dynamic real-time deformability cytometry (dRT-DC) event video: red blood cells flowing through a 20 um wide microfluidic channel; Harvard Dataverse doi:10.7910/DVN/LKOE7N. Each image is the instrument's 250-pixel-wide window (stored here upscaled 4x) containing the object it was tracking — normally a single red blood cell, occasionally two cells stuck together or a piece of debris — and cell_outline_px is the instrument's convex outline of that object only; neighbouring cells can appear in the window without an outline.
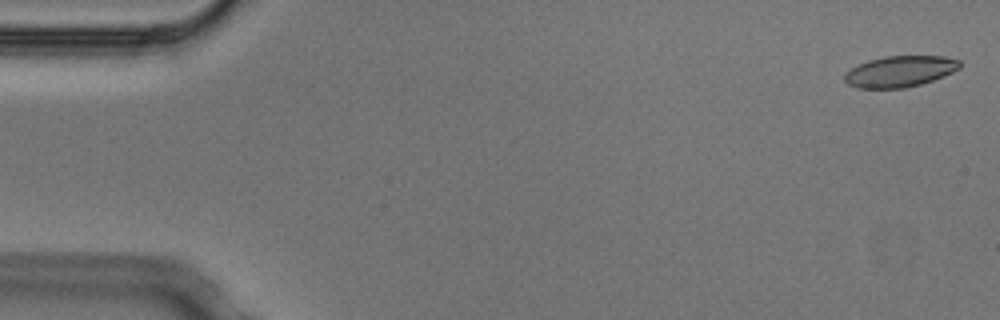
{"species": "Egyptian fruit bat (a non-hibernating species)", "species_latin": "Rousettus aegyptiacus", "temperature_condition": "cold", "stored_images_in_passage": 3, "camera_frame_rate_fps": 3000, "um_per_image_px": 0.085, "animal": {"sex": "male"}, "frame": {"image": 1, "passage_image": 1, "time_ms": 0.0, "image_size_px": [1000, 320], "cell_outline_px": [[960, 68], [944, 76], [920, 84], [904, 88], [856, 88], [848, 84], [844, 80], [844, 76], [852, 68], [868, 60], [884, 56], [944, 56], [960, 60]], "centroid_in_image_um": [76.5, 6.07], "position_along_channel_um": 8.5, "area_um2": 20.75}}